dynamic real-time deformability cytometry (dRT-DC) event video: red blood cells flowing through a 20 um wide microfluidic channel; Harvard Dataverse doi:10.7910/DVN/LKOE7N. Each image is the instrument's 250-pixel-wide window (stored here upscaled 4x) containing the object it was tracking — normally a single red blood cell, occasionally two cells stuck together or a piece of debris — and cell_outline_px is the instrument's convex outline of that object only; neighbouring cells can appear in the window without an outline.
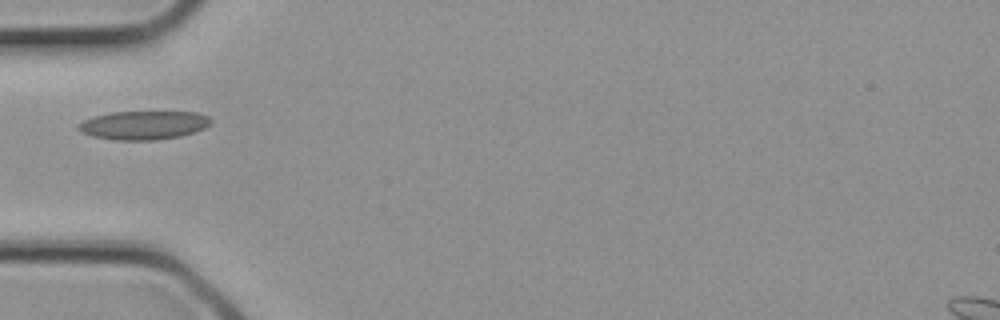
{"species": "common noctule bat (a hibernating species)", "species_latin": "Nyctalus noctula", "temperature_condition": "cold", "stored_images_in_passage": 3, "camera_frame_rate_fps": 3000, "um_per_image_px": 0.085, "animal": {"sex": "female", "body_mass_g": 21.9}, "frame": {"image": 1, "passage_image": 3, "time_ms": 0.667, "image_size_px": [1000, 320], "cell_outline_px": [[212, 120], [204, 128], [196, 132], [180, 136], [156, 140], [112, 140], [92, 136], [76, 128], [76, 124], [92, 116], [112, 112], [200, 112], [208, 116]], "centroid_in_image_um": [12.19, 10.64], "position_along_channel_um": 72.8, "area_um2": 22.25}}